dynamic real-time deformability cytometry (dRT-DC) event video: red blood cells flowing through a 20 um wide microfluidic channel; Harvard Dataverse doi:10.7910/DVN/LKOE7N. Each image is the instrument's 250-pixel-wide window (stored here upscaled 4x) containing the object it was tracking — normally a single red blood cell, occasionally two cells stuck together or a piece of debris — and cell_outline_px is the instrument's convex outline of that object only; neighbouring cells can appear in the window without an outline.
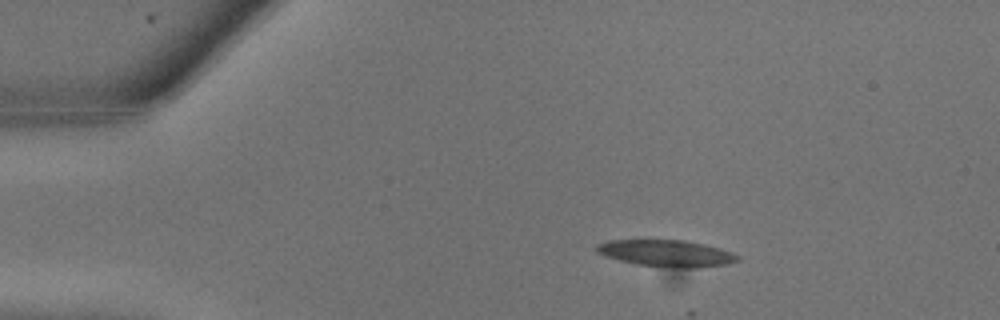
{"species": "common noctule bat (a hibernating species)", "species_latin": "Nyctalus noctula", "temperature_condition": "warm", "stored_images_in_passage": 9, "camera_frame_rate_fps": 3000, "um_per_image_px": 0.085, "animal": {"sex": "male", "body_mass_g": 13.3}, "frame": {"image": 1, "passage_image": 4, "time_ms": 1.0, "image_size_px": [1000, 320], "cell_outline_px": [[740, 260], [728, 264], [700, 268], [668, 268], [636, 264], [604, 256], [596, 252], [596, 244], [608, 240], [684, 240], [704, 244], [720, 248], [740, 256]], "centroid_in_image_um": [56.65, 21.54], "position_along_channel_um": 28.3, "area_um2": 22.2}}
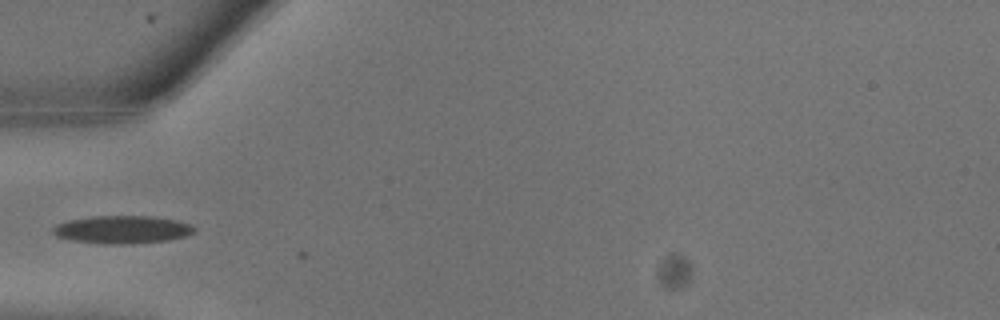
{"frame": {"image": 2, "passage_image": 8, "time_ms": 2.333, "image_size_px": [1000, 320], "cell_outline_px": [[196, 232], [188, 236], [168, 240], [128, 244], [100, 244], [72, 240], [56, 236], [52, 232], [52, 228], [56, 224], [68, 220], [88, 216], [152, 216], [176, 220], [192, 224], [196, 228]], "centroid_in_image_um": [10.41, 19.51], "position_along_channel_um": 74.6, "area_um2": 23.29}}